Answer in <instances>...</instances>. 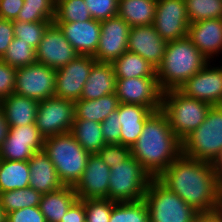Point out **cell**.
Listing matches in <instances>:
<instances>
[{
  "label": "cell",
  "mask_w": 222,
  "mask_h": 222,
  "mask_svg": "<svg viewBox=\"0 0 222 222\" xmlns=\"http://www.w3.org/2000/svg\"><path fill=\"white\" fill-rule=\"evenodd\" d=\"M158 179L202 216L222 209V194L212 163L181 154Z\"/></svg>",
  "instance_id": "cell-1"
},
{
  "label": "cell",
  "mask_w": 222,
  "mask_h": 222,
  "mask_svg": "<svg viewBox=\"0 0 222 222\" xmlns=\"http://www.w3.org/2000/svg\"><path fill=\"white\" fill-rule=\"evenodd\" d=\"M181 154L182 141L171 130L167 116L162 109L154 111L131 146V155L152 178H158Z\"/></svg>",
  "instance_id": "cell-2"
},
{
  "label": "cell",
  "mask_w": 222,
  "mask_h": 222,
  "mask_svg": "<svg viewBox=\"0 0 222 222\" xmlns=\"http://www.w3.org/2000/svg\"><path fill=\"white\" fill-rule=\"evenodd\" d=\"M209 61L186 36L167 43L156 77L163 91L178 89Z\"/></svg>",
  "instance_id": "cell-3"
},
{
  "label": "cell",
  "mask_w": 222,
  "mask_h": 222,
  "mask_svg": "<svg viewBox=\"0 0 222 222\" xmlns=\"http://www.w3.org/2000/svg\"><path fill=\"white\" fill-rule=\"evenodd\" d=\"M43 151L54 164L64 186L75 187L86 168L90 154L71 132L44 138Z\"/></svg>",
  "instance_id": "cell-4"
},
{
  "label": "cell",
  "mask_w": 222,
  "mask_h": 222,
  "mask_svg": "<svg viewBox=\"0 0 222 222\" xmlns=\"http://www.w3.org/2000/svg\"><path fill=\"white\" fill-rule=\"evenodd\" d=\"M210 107L209 103L184 96L177 89L163 92L161 109L171 130L181 141L204 122Z\"/></svg>",
  "instance_id": "cell-5"
},
{
  "label": "cell",
  "mask_w": 222,
  "mask_h": 222,
  "mask_svg": "<svg viewBox=\"0 0 222 222\" xmlns=\"http://www.w3.org/2000/svg\"><path fill=\"white\" fill-rule=\"evenodd\" d=\"M150 222H199L202 215L173 193L158 178H152L146 190Z\"/></svg>",
  "instance_id": "cell-6"
},
{
  "label": "cell",
  "mask_w": 222,
  "mask_h": 222,
  "mask_svg": "<svg viewBox=\"0 0 222 222\" xmlns=\"http://www.w3.org/2000/svg\"><path fill=\"white\" fill-rule=\"evenodd\" d=\"M222 147V105L211 106L204 122L182 141L186 157L212 163Z\"/></svg>",
  "instance_id": "cell-7"
},
{
  "label": "cell",
  "mask_w": 222,
  "mask_h": 222,
  "mask_svg": "<svg viewBox=\"0 0 222 222\" xmlns=\"http://www.w3.org/2000/svg\"><path fill=\"white\" fill-rule=\"evenodd\" d=\"M152 177L132 155L110 168L108 199L115 202L144 200Z\"/></svg>",
  "instance_id": "cell-8"
},
{
  "label": "cell",
  "mask_w": 222,
  "mask_h": 222,
  "mask_svg": "<svg viewBox=\"0 0 222 222\" xmlns=\"http://www.w3.org/2000/svg\"><path fill=\"white\" fill-rule=\"evenodd\" d=\"M75 118V102L57 96L38 103L36 126L44 137L71 132Z\"/></svg>",
  "instance_id": "cell-9"
},
{
  "label": "cell",
  "mask_w": 222,
  "mask_h": 222,
  "mask_svg": "<svg viewBox=\"0 0 222 222\" xmlns=\"http://www.w3.org/2000/svg\"><path fill=\"white\" fill-rule=\"evenodd\" d=\"M56 69L35 62L17 68L14 93L38 102L55 96Z\"/></svg>",
  "instance_id": "cell-10"
},
{
  "label": "cell",
  "mask_w": 222,
  "mask_h": 222,
  "mask_svg": "<svg viewBox=\"0 0 222 222\" xmlns=\"http://www.w3.org/2000/svg\"><path fill=\"white\" fill-rule=\"evenodd\" d=\"M163 92L157 77L116 79L115 94L119 103L141 105L157 111L162 106Z\"/></svg>",
  "instance_id": "cell-11"
},
{
  "label": "cell",
  "mask_w": 222,
  "mask_h": 222,
  "mask_svg": "<svg viewBox=\"0 0 222 222\" xmlns=\"http://www.w3.org/2000/svg\"><path fill=\"white\" fill-rule=\"evenodd\" d=\"M44 137L36 123L9 127L0 148V159L10 161H28L35 152L43 150Z\"/></svg>",
  "instance_id": "cell-12"
},
{
  "label": "cell",
  "mask_w": 222,
  "mask_h": 222,
  "mask_svg": "<svg viewBox=\"0 0 222 222\" xmlns=\"http://www.w3.org/2000/svg\"><path fill=\"white\" fill-rule=\"evenodd\" d=\"M212 65L208 62L177 90L184 96L209 103L211 106L222 105V64Z\"/></svg>",
  "instance_id": "cell-13"
},
{
  "label": "cell",
  "mask_w": 222,
  "mask_h": 222,
  "mask_svg": "<svg viewBox=\"0 0 222 222\" xmlns=\"http://www.w3.org/2000/svg\"><path fill=\"white\" fill-rule=\"evenodd\" d=\"M96 60L93 56L79 55L65 66L56 69L55 96L76 102Z\"/></svg>",
  "instance_id": "cell-14"
},
{
  "label": "cell",
  "mask_w": 222,
  "mask_h": 222,
  "mask_svg": "<svg viewBox=\"0 0 222 222\" xmlns=\"http://www.w3.org/2000/svg\"><path fill=\"white\" fill-rule=\"evenodd\" d=\"M189 24L185 0H157L153 26L163 40L186 37Z\"/></svg>",
  "instance_id": "cell-15"
},
{
  "label": "cell",
  "mask_w": 222,
  "mask_h": 222,
  "mask_svg": "<svg viewBox=\"0 0 222 222\" xmlns=\"http://www.w3.org/2000/svg\"><path fill=\"white\" fill-rule=\"evenodd\" d=\"M131 26L119 15L101 21L99 45L94 59L97 62L113 63L127 51Z\"/></svg>",
  "instance_id": "cell-16"
},
{
  "label": "cell",
  "mask_w": 222,
  "mask_h": 222,
  "mask_svg": "<svg viewBox=\"0 0 222 222\" xmlns=\"http://www.w3.org/2000/svg\"><path fill=\"white\" fill-rule=\"evenodd\" d=\"M35 51L38 63L54 69L67 65L79 56L55 22L47 27Z\"/></svg>",
  "instance_id": "cell-17"
},
{
  "label": "cell",
  "mask_w": 222,
  "mask_h": 222,
  "mask_svg": "<svg viewBox=\"0 0 222 222\" xmlns=\"http://www.w3.org/2000/svg\"><path fill=\"white\" fill-rule=\"evenodd\" d=\"M110 167L98 154H90L86 168L74 187L78 199H108Z\"/></svg>",
  "instance_id": "cell-18"
},
{
  "label": "cell",
  "mask_w": 222,
  "mask_h": 222,
  "mask_svg": "<svg viewBox=\"0 0 222 222\" xmlns=\"http://www.w3.org/2000/svg\"><path fill=\"white\" fill-rule=\"evenodd\" d=\"M167 43L153 25L134 26L129 32L127 50L140 55L157 68L163 61Z\"/></svg>",
  "instance_id": "cell-19"
},
{
  "label": "cell",
  "mask_w": 222,
  "mask_h": 222,
  "mask_svg": "<svg viewBox=\"0 0 222 222\" xmlns=\"http://www.w3.org/2000/svg\"><path fill=\"white\" fill-rule=\"evenodd\" d=\"M79 55L94 56L99 45L101 21L55 22Z\"/></svg>",
  "instance_id": "cell-20"
},
{
  "label": "cell",
  "mask_w": 222,
  "mask_h": 222,
  "mask_svg": "<svg viewBox=\"0 0 222 222\" xmlns=\"http://www.w3.org/2000/svg\"><path fill=\"white\" fill-rule=\"evenodd\" d=\"M187 37L209 62L222 54V18L190 23Z\"/></svg>",
  "instance_id": "cell-21"
},
{
  "label": "cell",
  "mask_w": 222,
  "mask_h": 222,
  "mask_svg": "<svg viewBox=\"0 0 222 222\" xmlns=\"http://www.w3.org/2000/svg\"><path fill=\"white\" fill-rule=\"evenodd\" d=\"M28 164L30 168L29 187L41 194H46L64 186L54 164L43 150L35 152L28 160Z\"/></svg>",
  "instance_id": "cell-22"
},
{
  "label": "cell",
  "mask_w": 222,
  "mask_h": 222,
  "mask_svg": "<svg viewBox=\"0 0 222 222\" xmlns=\"http://www.w3.org/2000/svg\"><path fill=\"white\" fill-rule=\"evenodd\" d=\"M119 121L121 125V145L131 147L140 136L146 119L154 112L148 107L119 103Z\"/></svg>",
  "instance_id": "cell-23"
},
{
  "label": "cell",
  "mask_w": 222,
  "mask_h": 222,
  "mask_svg": "<svg viewBox=\"0 0 222 222\" xmlns=\"http://www.w3.org/2000/svg\"><path fill=\"white\" fill-rule=\"evenodd\" d=\"M116 77L112 63L95 62L79 100H95L115 93Z\"/></svg>",
  "instance_id": "cell-24"
},
{
  "label": "cell",
  "mask_w": 222,
  "mask_h": 222,
  "mask_svg": "<svg viewBox=\"0 0 222 222\" xmlns=\"http://www.w3.org/2000/svg\"><path fill=\"white\" fill-rule=\"evenodd\" d=\"M38 103V101L32 98L20 96L15 93L1 100L0 106L8 127L34 124L36 121Z\"/></svg>",
  "instance_id": "cell-25"
},
{
  "label": "cell",
  "mask_w": 222,
  "mask_h": 222,
  "mask_svg": "<svg viewBox=\"0 0 222 222\" xmlns=\"http://www.w3.org/2000/svg\"><path fill=\"white\" fill-rule=\"evenodd\" d=\"M77 199L74 187L63 186L59 190L42 194L39 208L46 222H60Z\"/></svg>",
  "instance_id": "cell-26"
},
{
  "label": "cell",
  "mask_w": 222,
  "mask_h": 222,
  "mask_svg": "<svg viewBox=\"0 0 222 222\" xmlns=\"http://www.w3.org/2000/svg\"><path fill=\"white\" fill-rule=\"evenodd\" d=\"M157 0H118V15L131 27L153 25Z\"/></svg>",
  "instance_id": "cell-27"
},
{
  "label": "cell",
  "mask_w": 222,
  "mask_h": 222,
  "mask_svg": "<svg viewBox=\"0 0 222 222\" xmlns=\"http://www.w3.org/2000/svg\"><path fill=\"white\" fill-rule=\"evenodd\" d=\"M118 105L119 100L115 93L95 100H77L75 102L74 119H85L101 123L117 109Z\"/></svg>",
  "instance_id": "cell-28"
},
{
  "label": "cell",
  "mask_w": 222,
  "mask_h": 222,
  "mask_svg": "<svg viewBox=\"0 0 222 222\" xmlns=\"http://www.w3.org/2000/svg\"><path fill=\"white\" fill-rule=\"evenodd\" d=\"M116 79L156 77V68L140 55L126 51L113 63Z\"/></svg>",
  "instance_id": "cell-29"
},
{
  "label": "cell",
  "mask_w": 222,
  "mask_h": 222,
  "mask_svg": "<svg viewBox=\"0 0 222 222\" xmlns=\"http://www.w3.org/2000/svg\"><path fill=\"white\" fill-rule=\"evenodd\" d=\"M28 161L0 159V193L29 187Z\"/></svg>",
  "instance_id": "cell-30"
},
{
  "label": "cell",
  "mask_w": 222,
  "mask_h": 222,
  "mask_svg": "<svg viewBox=\"0 0 222 222\" xmlns=\"http://www.w3.org/2000/svg\"><path fill=\"white\" fill-rule=\"evenodd\" d=\"M71 133L89 154H97L106 144L102 135L101 123L99 122L74 119Z\"/></svg>",
  "instance_id": "cell-31"
},
{
  "label": "cell",
  "mask_w": 222,
  "mask_h": 222,
  "mask_svg": "<svg viewBox=\"0 0 222 222\" xmlns=\"http://www.w3.org/2000/svg\"><path fill=\"white\" fill-rule=\"evenodd\" d=\"M57 0H24L17 21L54 22Z\"/></svg>",
  "instance_id": "cell-32"
},
{
  "label": "cell",
  "mask_w": 222,
  "mask_h": 222,
  "mask_svg": "<svg viewBox=\"0 0 222 222\" xmlns=\"http://www.w3.org/2000/svg\"><path fill=\"white\" fill-rule=\"evenodd\" d=\"M42 194L31 187L0 193V206L6 214L27 207L39 206Z\"/></svg>",
  "instance_id": "cell-33"
},
{
  "label": "cell",
  "mask_w": 222,
  "mask_h": 222,
  "mask_svg": "<svg viewBox=\"0 0 222 222\" xmlns=\"http://www.w3.org/2000/svg\"><path fill=\"white\" fill-rule=\"evenodd\" d=\"M109 222H150L146 202L144 200L116 202L112 208Z\"/></svg>",
  "instance_id": "cell-34"
},
{
  "label": "cell",
  "mask_w": 222,
  "mask_h": 222,
  "mask_svg": "<svg viewBox=\"0 0 222 222\" xmlns=\"http://www.w3.org/2000/svg\"><path fill=\"white\" fill-rule=\"evenodd\" d=\"M190 23L222 18V0H185Z\"/></svg>",
  "instance_id": "cell-35"
},
{
  "label": "cell",
  "mask_w": 222,
  "mask_h": 222,
  "mask_svg": "<svg viewBox=\"0 0 222 222\" xmlns=\"http://www.w3.org/2000/svg\"><path fill=\"white\" fill-rule=\"evenodd\" d=\"M2 60L16 69L25 67L37 62L36 51L29 43L14 37Z\"/></svg>",
  "instance_id": "cell-36"
},
{
  "label": "cell",
  "mask_w": 222,
  "mask_h": 222,
  "mask_svg": "<svg viewBox=\"0 0 222 222\" xmlns=\"http://www.w3.org/2000/svg\"><path fill=\"white\" fill-rule=\"evenodd\" d=\"M92 19L84 0H57L54 22H76Z\"/></svg>",
  "instance_id": "cell-37"
},
{
  "label": "cell",
  "mask_w": 222,
  "mask_h": 222,
  "mask_svg": "<svg viewBox=\"0 0 222 222\" xmlns=\"http://www.w3.org/2000/svg\"><path fill=\"white\" fill-rule=\"evenodd\" d=\"M52 22H23L13 20L14 37L29 43L34 49L39 46L41 39Z\"/></svg>",
  "instance_id": "cell-38"
},
{
  "label": "cell",
  "mask_w": 222,
  "mask_h": 222,
  "mask_svg": "<svg viewBox=\"0 0 222 222\" xmlns=\"http://www.w3.org/2000/svg\"><path fill=\"white\" fill-rule=\"evenodd\" d=\"M80 200L84 203L86 222H109L115 201L107 198Z\"/></svg>",
  "instance_id": "cell-39"
},
{
  "label": "cell",
  "mask_w": 222,
  "mask_h": 222,
  "mask_svg": "<svg viewBox=\"0 0 222 222\" xmlns=\"http://www.w3.org/2000/svg\"><path fill=\"white\" fill-rule=\"evenodd\" d=\"M92 19L103 21L118 15V0H84Z\"/></svg>",
  "instance_id": "cell-40"
},
{
  "label": "cell",
  "mask_w": 222,
  "mask_h": 222,
  "mask_svg": "<svg viewBox=\"0 0 222 222\" xmlns=\"http://www.w3.org/2000/svg\"><path fill=\"white\" fill-rule=\"evenodd\" d=\"M102 160L112 168L131 156V147L121 144H105L97 153Z\"/></svg>",
  "instance_id": "cell-41"
},
{
  "label": "cell",
  "mask_w": 222,
  "mask_h": 222,
  "mask_svg": "<svg viewBox=\"0 0 222 222\" xmlns=\"http://www.w3.org/2000/svg\"><path fill=\"white\" fill-rule=\"evenodd\" d=\"M118 110H114L101 122L102 135L106 144H121V125Z\"/></svg>",
  "instance_id": "cell-42"
},
{
  "label": "cell",
  "mask_w": 222,
  "mask_h": 222,
  "mask_svg": "<svg viewBox=\"0 0 222 222\" xmlns=\"http://www.w3.org/2000/svg\"><path fill=\"white\" fill-rule=\"evenodd\" d=\"M17 69L0 59V101L14 93Z\"/></svg>",
  "instance_id": "cell-43"
},
{
  "label": "cell",
  "mask_w": 222,
  "mask_h": 222,
  "mask_svg": "<svg viewBox=\"0 0 222 222\" xmlns=\"http://www.w3.org/2000/svg\"><path fill=\"white\" fill-rule=\"evenodd\" d=\"M6 222H46L39 206L27 207L7 214Z\"/></svg>",
  "instance_id": "cell-44"
},
{
  "label": "cell",
  "mask_w": 222,
  "mask_h": 222,
  "mask_svg": "<svg viewBox=\"0 0 222 222\" xmlns=\"http://www.w3.org/2000/svg\"><path fill=\"white\" fill-rule=\"evenodd\" d=\"M14 39L13 21L0 18V59Z\"/></svg>",
  "instance_id": "cell-45"
},
{
  "label": "cell",
  "mask_w": 222,
  "mask_h": 222,
  "mask_svg": "<svg viewBox=\"0 0 222 222\" xmlns=\"http://www.w3.org/2000/svg\"><path fill=\"white\" fill-rule=\"evenodd\" d=\"M24 4V0H0V18L16 20Z\"/></svg>",
  "instance_id": "cell-46"
},
{
  "label": "cell",
  "mask_w": 222,
  "mask_h": 222,
  "mask_svg": "<svg viewBox=\"0 0 222 222\" xmlns=\"http://www.w3.org/2000/svg\"><path fill=\"white\" fill-rule=\"evenodd\" d=\"M60 222H86L84 203L77 199L61 218Z\"/></svg>",
  "instance_id": "cell-47"
},
{
  "label": "cell",
  "mask_w": 222,
  "mask_h": 222,
  "mask_svg": "<svg viewBox=\"0 0 222 222\" xmlns=\"http://www.w3.org/2000/svg\"><path fill=\"white\" fill-rule=\"evenodd\" d=\"M212 164L215 166L217 184H218L220 193L222 194V147L220 149V152L217 158L212 162Z\"/></svg>",
  "instance_id": "cell-48"
},
{
  "label": "cell",
  "mask_w": 222,
  "mask_h": 222,
  "mask_svg": "<svg viewBox=\"0 0 222 222\" xmlns=\"http://www.w3.org/2000/svg\"><path fill=\"white\" fill-rule=\"evenodd\" d=\"M8 124L5 121L2 108L0 106V148L8 133Z\"/></svg>",
  "instance_id": "cell-49"
},
{
  "label": "cell",
  "mask_w": 222,
  "mask_h": 222,
  "mask_svg": "<svg viewBox=\"0 0 222 222\" xmlns=\"http://www.w3.org/2000/svg\"><path fill=\"white\" fill-rule=\"evenodd\" d=\"M201 220L203 222H222V209L207 215H203Z\"/></svg>",
  "instance_id": "cell-50"
},
{
  "label": "cell",
  "mask_w": 222,
  "mask_h": 222,
  "mask_svg": "<svg viewBox=\"0 0 222 222\" xmlns=\"http://www.w3.org/2000/svg\"><path fill=\"white\" fill-rule=\"evenodd\" d=\"M7 214L0 206V222H6Z\"/></svg>",
  "instance_id": "cell-51"
}]
</instances>
